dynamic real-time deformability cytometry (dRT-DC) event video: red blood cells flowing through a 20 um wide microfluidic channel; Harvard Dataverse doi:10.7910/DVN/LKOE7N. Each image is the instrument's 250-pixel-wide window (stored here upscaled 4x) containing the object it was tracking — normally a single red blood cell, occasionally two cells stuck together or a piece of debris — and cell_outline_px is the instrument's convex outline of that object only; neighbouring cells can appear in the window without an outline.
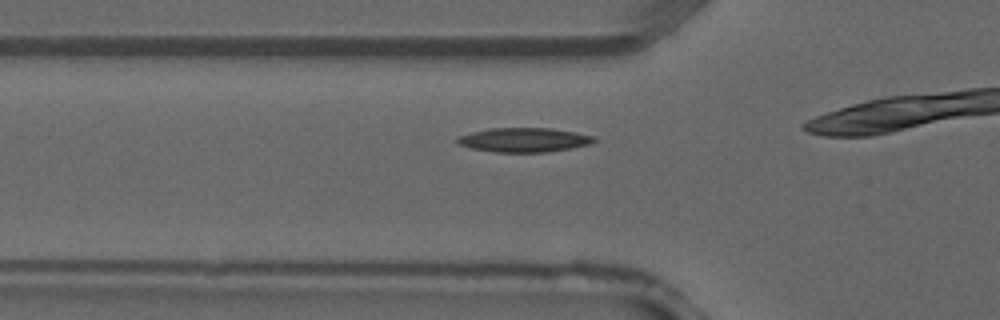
{"species": "common noctule bat (a hibernating species)", "species_latin": "Nyctalus noctula", "temperature_condition": "warm", "stored_images_in_passage": 10, "camera_frame_rate_fps": 3000, "um_per_image_px": 0.085, "animal": {"sex": "male", "forearm_length_mm": 52.5}, "frame": {"image": 1, "passage_image": 6, "time_ms": 1.667, "image_size_px": [1000, 320], "cell_outline_px": [[600, 140], [592, 144], [572, 148], [548, 152], [492, 152], [472, 148], [460, 144], [456, 140], [456, 136], [472, 132], [492, 128], [552, 128], [576, 132], [592, 136]], "centroid_in_image_um": [44.59, 11.89], "position_along_channel_um": 81.2, "area_um2": 19.48}}